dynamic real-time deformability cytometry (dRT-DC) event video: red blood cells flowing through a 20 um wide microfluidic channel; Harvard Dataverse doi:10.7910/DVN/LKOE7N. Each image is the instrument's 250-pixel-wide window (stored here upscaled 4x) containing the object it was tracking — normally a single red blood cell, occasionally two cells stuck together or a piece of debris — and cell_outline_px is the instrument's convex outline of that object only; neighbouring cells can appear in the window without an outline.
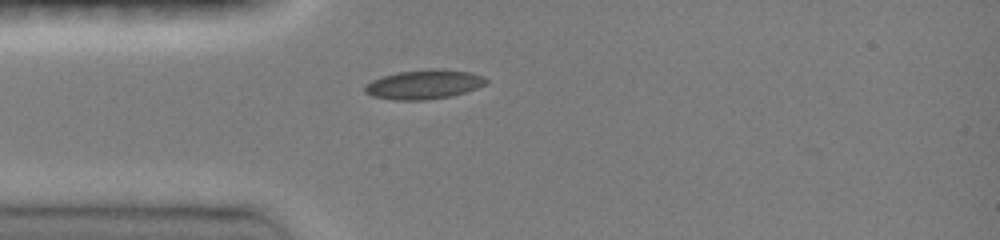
{"species": "common noctule bat (a hibernating species)", "species_latin": "Nyctalus noctula", "temperature_condition": "room temperature", "stored_images_in_passage": 35, "camera_frame_rate_fps": 3000, "um_per_image_px": 0.085, "animal": {"sex": "female", "body_mass_g": 19.0, "forearm_length_mm": 51.5}, "frame": {"image": 1, "passage_image": 1, "time_ms": 0.0, "image_size_px": [1000, 240], "cell_outline_px": [[488, 84], [464, 92], [448, 96], [424, 100], [392, 100], [372, 96], [364, 92], [364, 84], [380, 76], [396, 72], [432, 68], [440, 68], [468, 72], [484, 76], [488, 80]], "centroid_in_image_um": [36.0, 7.16], "position_along_channel_um": 49.0, "area_um2": 20.92}}
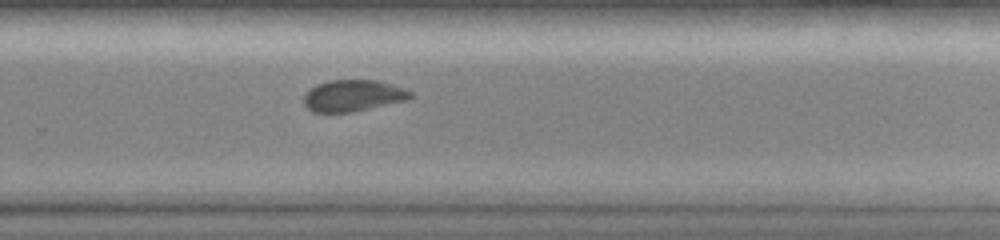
{"frame": {"image": 2, "passage_image": 20, "time_ms": 6.333, "image_size_px": [1000, 240], "cell_outline_px": [[412, 96], [408, 100], [352, 112], [312, 112], [304, 104], [304, 92], [308, 88], [316, 84], [328, 80], [380, 80], [404, 88], [412, 92]], "centroid_in_image_um": [29.99, 8.12], "position_along_channel_um": 299.8, "area_um2": 19.83}}
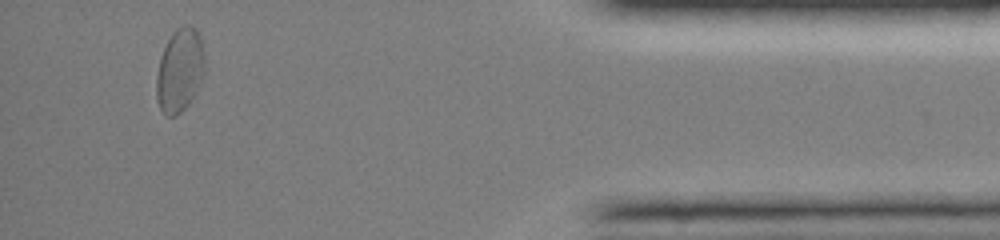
{"frame": {"image": 3, "passage_image": 32, "time_ms": 10.333, "image_size_px": [1000, 240], "cell_outline_px": [[204, 72], [200, 84], [196, 92], [188, 104], [176, 116], [168, 116], [160, 108], [156, 96], [156, 76], [160, 56], [172, 32], [176, 28], [184, 24], [192, 24], [200, 32], [204, 56]], "centroid_in_image_um": [15.29, 5.92], "position_along_channel_um": 419.9, "area_um2": 23.76}, "authors_computed_cell_mechanics": {"area_um2": 20.6346, "velocity_mm_per_s": 4.0657, "shape_relaxation_time_tau1_ms": null, "shape_relaxation_time_tau2_ms": 1.7479, "deformation_change_tau1": null, "deformation_change_tau2": 0.0532}}